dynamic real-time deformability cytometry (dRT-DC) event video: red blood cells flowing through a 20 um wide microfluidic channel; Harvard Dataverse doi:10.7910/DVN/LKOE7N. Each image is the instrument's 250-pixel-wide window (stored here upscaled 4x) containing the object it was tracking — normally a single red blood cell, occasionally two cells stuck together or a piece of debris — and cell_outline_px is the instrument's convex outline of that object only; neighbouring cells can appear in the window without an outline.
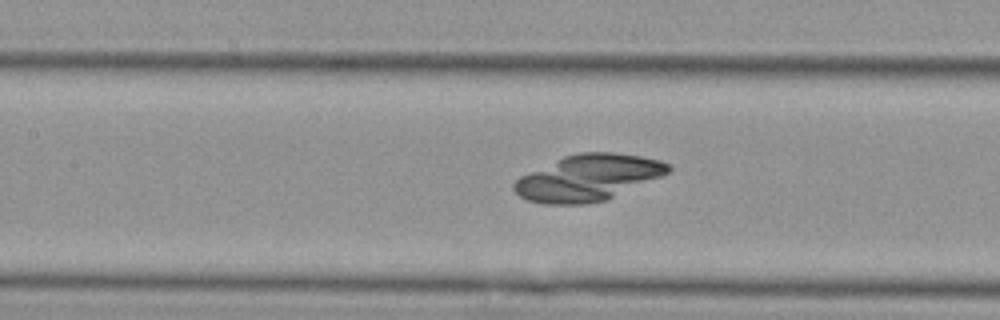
{"species": "Egyptian fruit bat (a non-hibernating species)", "species_latin": "Rousettus aegyptiacus", "temperature_condition": "cold", "stored_images_in_passage": 48, "camera_frame_rate_fps": 3000, "um_per_image_px": 0.085, "animal": {"sex": "female"}, "frame": {"image": 1, "passage_image": 21, "time_ms": 6.667, "image_size_px": [1000, 320], "cell_outline_px": [[672, 168], [668, 172], [660, 176], [604, 200], [584, 204], [544, 204], [528, 200], [520, 196], [512, 188], [512, 184], [520, 176], [564, 156], [580, 152], [612, 152], [640, 156], [660, 160], [668, 164]], "centroid_in_image_um": [49.94, 15.1], "position_along_channel_um": 157.5, "area_um2": 40.81}}